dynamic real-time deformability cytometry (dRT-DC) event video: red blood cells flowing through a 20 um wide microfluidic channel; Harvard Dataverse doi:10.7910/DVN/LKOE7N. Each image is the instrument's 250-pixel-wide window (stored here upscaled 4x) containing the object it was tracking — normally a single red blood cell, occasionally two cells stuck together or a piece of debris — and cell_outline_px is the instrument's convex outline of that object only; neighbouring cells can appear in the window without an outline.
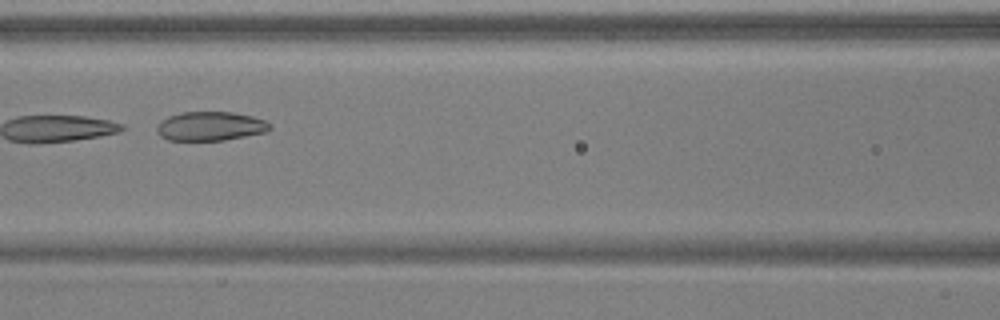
{"species": "common noctule bat (a hibernating species)", "species_latin": "Nyctalus noctula", "temperature_condition": "warm", "stored_images_in_passage": 6, "camera_frame_rate_fps": 3000, "um_per_image_px": 0.085, "animal": {"sex": "male", "body_mass_g": 17.9, "forearm_length_mm": 54.2}, "frame": {"image": 1, "passage_image": 5, "time_ms": 1.333, "image_size_px": [1000, 320], "cell_outline_px": [[272, 128], [264, 132], [224, 140], [168, 140], [160, 136], [156, 132], [156, 128], [168, 116], [180, 112], [232, 112], [252, 116], [264, 120], [272, 124]], "centroid_in_image_um": [17.88, 10.72], "position_along_channel_um": 148.7, "area_um2": 19.02}}
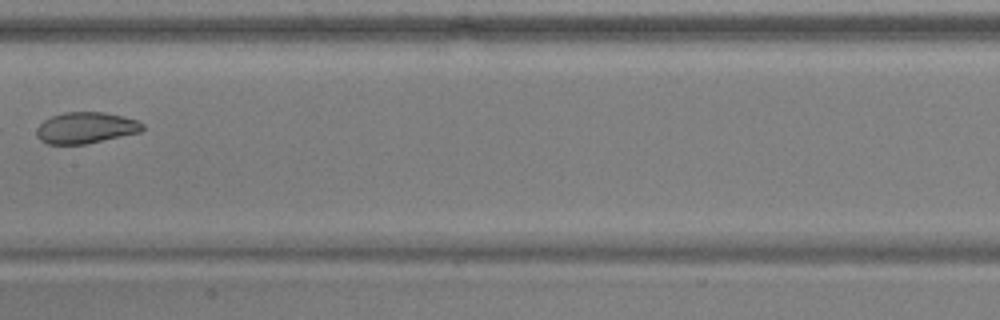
{"frame": {"image": 2, "passage_image": 6, "time_ms": 1.667, "image_size_px": [1000, 320], "cell_outline_px": [[144, 128], [140, 132], [84, 144], [48, 144], [40, 140], [36, 136], [36, 128], [44, 120], [52, 116], [64, 112], [104, 112], [124, 116], [136, 120], [144, 124]], "centroid_in_image_um": [7.27, 10.86], "position_along_channel_um": 200.1, "area_um2": 19.25}}